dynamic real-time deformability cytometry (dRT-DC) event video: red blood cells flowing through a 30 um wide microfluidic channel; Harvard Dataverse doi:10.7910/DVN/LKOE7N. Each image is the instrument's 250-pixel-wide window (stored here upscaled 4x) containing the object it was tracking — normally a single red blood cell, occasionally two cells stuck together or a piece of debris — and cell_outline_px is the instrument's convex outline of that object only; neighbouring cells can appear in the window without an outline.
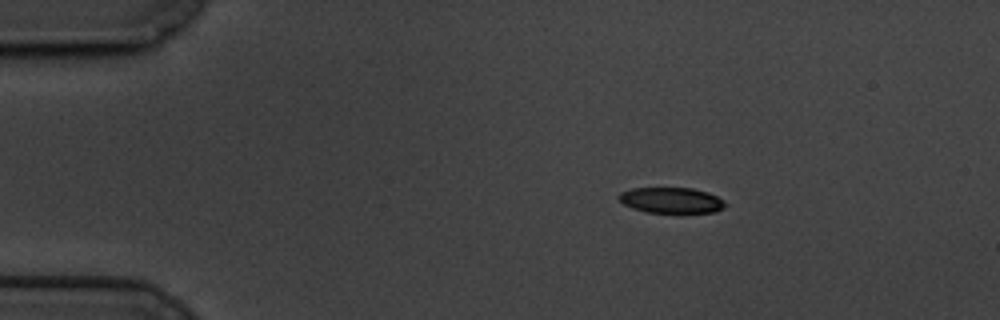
{"species": "common noctule bat (a hibernating species)", "species_latin": "Nyctalus noctula", "temperature_condition": "cold", "stored_images_in_passage": 50, "camera_frame_rate_fps": 3000, "um_per_image_px": 0.085, "animal": {"sex": "male", "body_mass_g": 19.5, "forearm_length_mm": 54.6}, "frame": {"image": 1, "passage_image": 1, "time_ms": 0.0, "image_size_px": [1000, 320], "cell_outline_px": [[728, 204], [724, 208], [716, 212], [648, 212], [632, 208], [624, 204], [616, 196], [620, 192], [632, 188], [692, 188], [708, 192], [724, 200]], "centroid_in_image_um": [57.07, 17.01], "position_along_channel_um": 27.9, "area_um2": 15.95}}
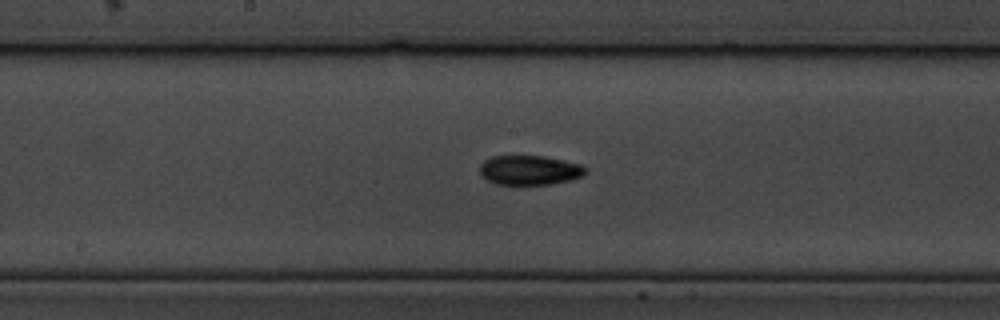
{"frame": {"image": 2, "passage_image": 22, "time_ms": 7.0, "image_size_px": [1000, 320], "cell_outline_px": [[588, 172], [584, 176], [572, 180], [552, 184], [496, 184], [488, 180], [480, 172], [480, 164], [484, 160], [492, 156], [544, 156], [564, 160], [580, 164], [588, 168]], "centroid_in_image_um": [45.08, 14.46], "position_along_channel_um": 203.1, "area_um2": 18.32}}
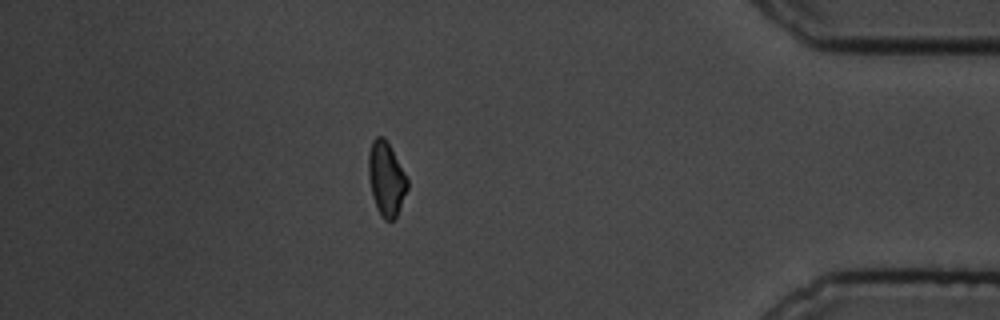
{"frame": {"image": 3, "passage_image": 43, "time_ms": 14.0, "image_size_px": [1000, 320], "cell_outline_px": [[408, 188], [396, 216], [392, 220], [384, 220], [380, 216], [376, 208], [372, 196], [368, 176], [368, 152], [372, 140], [376, 136], [384, 136], [404, 172], [408, 180]], "centroid_in_image_um": [32.8, 15.2], "position_along_channel_um": 402.4, "area_um2": 16.76}, "authors_computed_cell_mechanics": {"area_um2": 17.629, "velocity_mm_per_s": 3.3926, "shape_relaxation_time_tau1_ms": 5.0949, "shape_relaxation_time_tau2_ms": 5.1249, "deformation_change_tau1": 0.1393, "deformation_change_tau2": 0.0976}}